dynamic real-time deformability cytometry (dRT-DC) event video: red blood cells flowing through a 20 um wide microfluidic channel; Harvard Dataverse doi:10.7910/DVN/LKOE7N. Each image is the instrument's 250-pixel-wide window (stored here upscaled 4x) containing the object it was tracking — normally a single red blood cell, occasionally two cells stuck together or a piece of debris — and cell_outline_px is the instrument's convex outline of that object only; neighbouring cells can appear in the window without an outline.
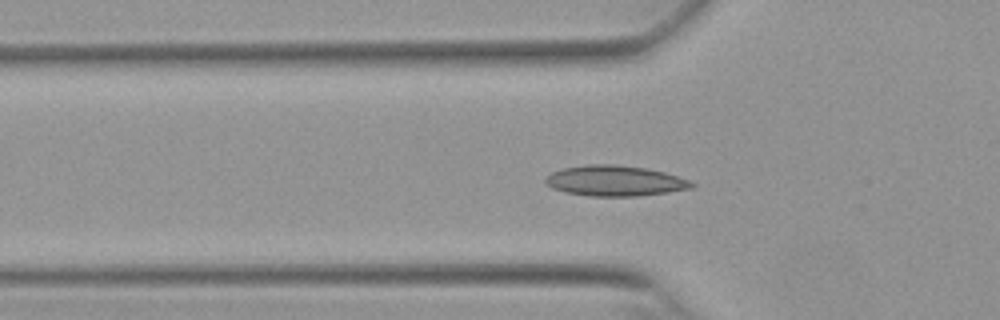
{"species": "Egyptian fruit bat (a non-hibernating species)", "species_latin": "Rousettus aegyptiacus", "temperature_condition": "warm", "stored_images_in_passage": 45, "camera_frame_rate_fps": 3000, "um_per_image_px": 0.085, "animal": {"sex": "female"}, "frame": {"image": 1, "passage_image": 9, "time_ms": 2.667, "image_size_px": [1000, 320], "cell_outline_px": [[696, 188], [668, 192], [636, 196], [588, 196], [564, 192], [552, 188], [544, 184], [544, 180], [552, 172], [564, 168], [588, 164], [612, 164], [648, 168], [664, 172], [688, 180], [696, 184]], "centroid_in_image_um": [52.27, 15.37], "position_along_channel_um": 73.5, "area_um2": 26.13}}
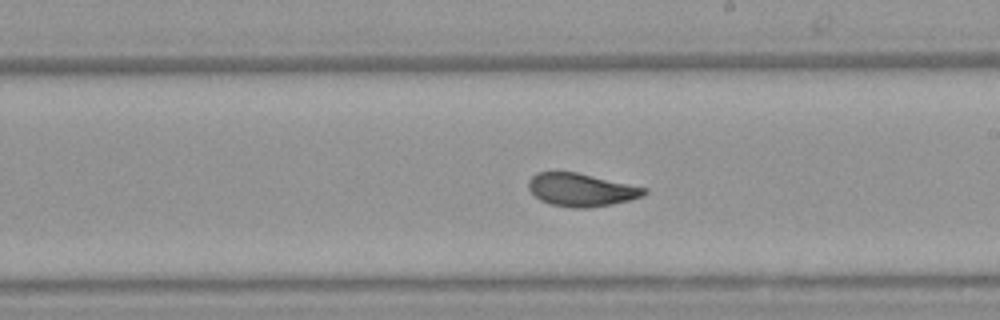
{"frame": {"image": 2, "passage_image": 22, "time_ms": 7.0, "image_size_px": [1000, 320], "cell_outline_px": [[648, 192], [644, 196], [612, 204], [588, 208], [572, 208], [552, 204], [540, 200], [528, 188], [528, 180], [536, 172], [576, 172], [648, 188]], "centroid_in_image_um": [49.42, 16.13], "position_along_channel_um": 239.6, "area_um2": 22.2}}
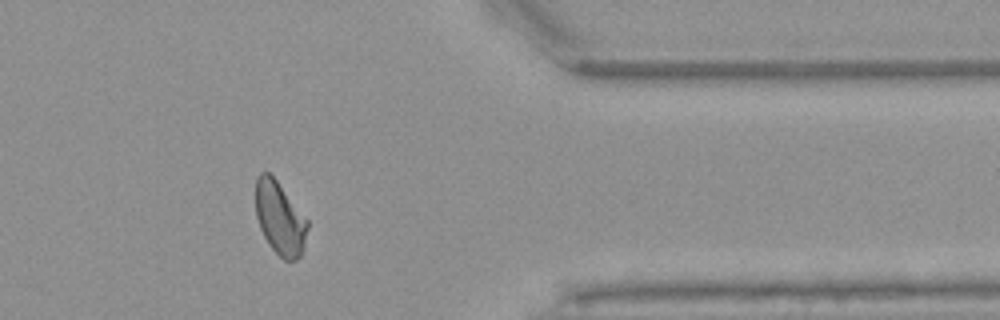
{"frame": {"image": 3, "passage_image": 35, "time_ms": 11.333, "image_size_px": [1000, 320], "cell_outline_px": [[308, 228], [304, 248], [300, 256], [296, 260], [284, 260], [268, 244], [260, 228], [256, 216], [256, 176], [260, 172], [268, 172], [276, 180], [308, 220]], "centroid_in_image_um": [23.79, 18.56], "position_along_channel_um": 387.6, "area_um2": 21.96}, "authors_computed_cell_mechanics": {"area_um2": 22.8888, "velocity_mm_per_s": 3.8394, "shape_relaxation_time_tau1_ms": 7.3206, "shape_relaxation_time_tau2_ms": 1.1124, "deformation_change_tau1": 0.1763, "deformation_change_tau2": 0.0596}}